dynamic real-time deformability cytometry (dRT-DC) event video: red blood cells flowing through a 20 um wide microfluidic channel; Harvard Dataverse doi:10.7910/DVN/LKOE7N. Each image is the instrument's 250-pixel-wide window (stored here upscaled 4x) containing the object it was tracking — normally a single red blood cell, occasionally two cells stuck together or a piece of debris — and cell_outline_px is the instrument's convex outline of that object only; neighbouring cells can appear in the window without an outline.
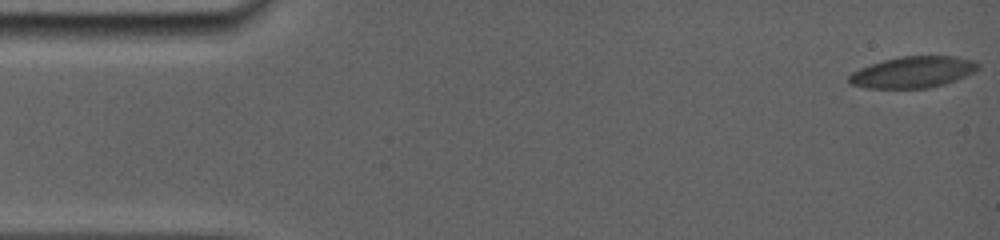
{"species": "common noctule bat (a hibernating species)", "species_latin": "Nyctalus noctula", "temperature_condition": "room temperature", "stored_images_in_passage": 74, "camera_frame_rate_fps": 5000, "um_per_image_px": 0.085, "animal": {"sex": "female", "body_mass_g": 19.0, "forearm_length_mm": 56.7}, "frame": {"image": 1, "passage_image": 1, "time_ms": 0.0, "image_size_px": [1000, 240], "cell_outline_px": [[980, 68], [956, 80], [944, 84], [928, 88], [864, 88], [848, 84], [848, 76], [852, 72], [860, 68], [884, 60], [900, 56], [956, 56], [976, 60], [980, 64]], "centroid_in_image_um": [77.6, 6.13], "position_along_channel_um": 7.4, "area_um2": 23.7}}
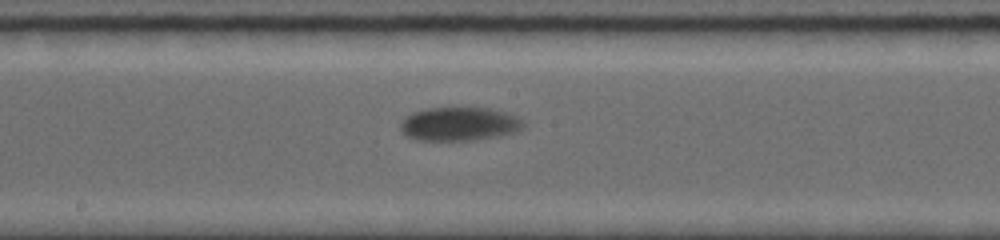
{"frame": {"image": 2, "passage_image": 45, "time_ms": 9.0, "image_size_px": [1000, 240], "cell_outline_px": [[524, 128], [516, 132], [500, 136], [472, 140], [416, 140], [408, 136], [400, 128], [400, 124], [404, 116], [412, 112], [428, 108], [488, 108], [508, 112], [524, 120]], "centroid_in_image_um": [39.07, 10.53], "position_along_channel_um": 209.1, "area_um2": 24.28}}
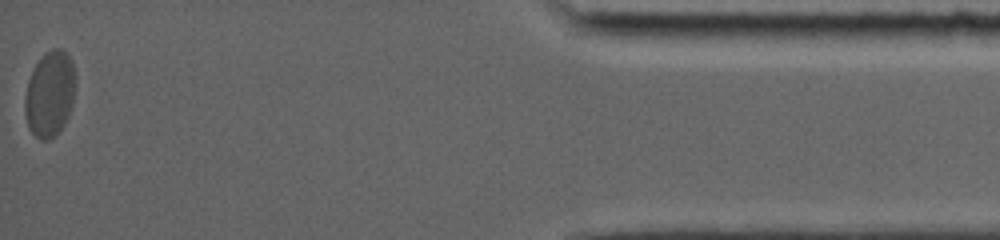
{"frame": {"image": 3, "passage_image": 74, "time_ms": 17.0, "image_size_px": [1000, 240], "cell_outline_px": [[72, 104], [68, 116], [64, 124], [48, 140], [40, 140], [28, 128], [24, 112], [24, 96], [28, 80], [32, 68], [44, 52], [52, 48], [60, 48], [72, 60]], "centroid_in_image_um": [4.16, 7.97], "position_along_channel_um": 431.0, "area_um2": 24.85}, "authors_computed_cell_mechanics": {"area_um2": 24.276, "velocity_mm_per_s": 3.6512, "shape_relaxation_time_tau1_ms": 2.936, "shape_relaxation_time_tau2_ms": null, "deformation_change_tau1": 0.0733, "deformation_change_tau2": null}}